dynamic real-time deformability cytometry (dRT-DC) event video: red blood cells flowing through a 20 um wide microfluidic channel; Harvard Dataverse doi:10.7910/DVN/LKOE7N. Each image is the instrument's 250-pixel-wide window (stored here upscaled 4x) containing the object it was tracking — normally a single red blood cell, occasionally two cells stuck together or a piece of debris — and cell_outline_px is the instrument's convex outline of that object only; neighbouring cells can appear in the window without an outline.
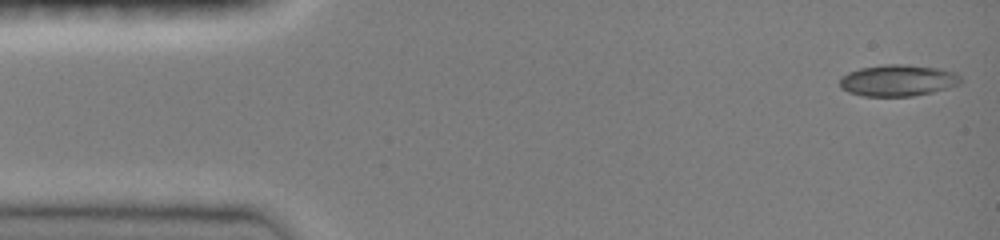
{"species": "common noctule bat (a hibernating species)", "species_latin": "Nyctalus noctula", "temperature_condition": "room temperature", "stored_images_in_passage": 47, "camera_frame_rate_fps": 3000, "um_per_image_px": 0.085, "animal": {"sex": "female", "body_mass_g": 19.0, "forearm_length_mm": 51.5}, "frame": {"image": 1, "passage_image": 1, "time_ms": 0.0, "image_size_px": [1000, 240], "cell_outline_px": [[960, 84], [948, 88], [932, 92], [912, 96], [864, 96], [848, 92], [840, 88], [840, 76], [848, 72], [860, 68], [884, 64], [904, 64], [940, 68], [952, 72], [960, 76]], "centroid_in_image_um": [76.29, 6.83], "position_along_channel_um": 8.7, "area_um2": 22.25}}
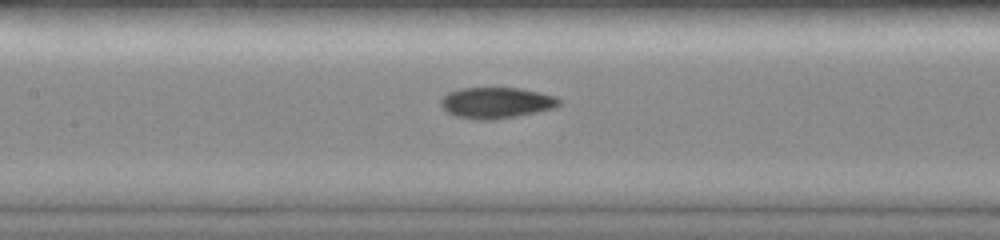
{"frame": {"image": 2, "passage_image": 21, "time_ms": 6.667, "image_size_px": [1000, 240], "cell_outline_px": [[564, 100], [556, 108], [516, 116], [492, 120], [480, 120], [456, 116], [448, 112], [440, 104], [440, 100], [448, 92], [460, 88], [520, 88], [556, 96]], "centroid_in_image_um": [42.22, 8.73], "position_along_channel_um": 165.2, "area_um2": 21.44}}
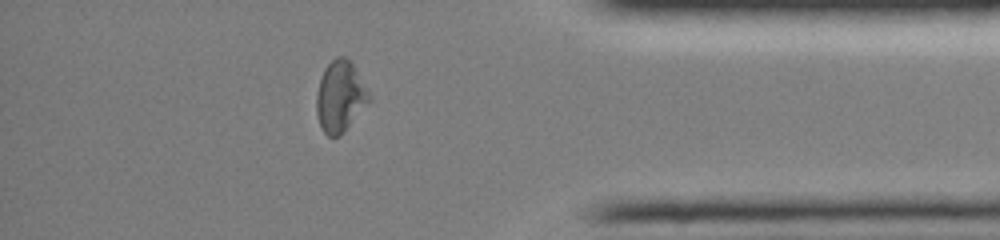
{"frame": {"image": 3, "passage_image": 40, "time_ms": 13.0, "image_size_px": [1000, 240], "cell_outline_px": [[372, 100], [336, 136], [328, 136], [320, 128], [316, 112], [316, 92], [324, 68], [336, 56], [344, 56], [352, 60], [372, 96]], "centroid_in_image_um": [28.92, 8.12], "position_along_channel_um": 406.3, "area_um2": 21.79}, "authors_computed_cell_mechanics": {"area_um2": 21.2126, "velocity_mm_per_s": 4.0392, "shape_relaxation_time_tau1_ms": 10.9971, "shape_relaxation_time_tau2_ms": 4.7757, "deformation_change_tau1": 0.2805, "deformation_change_tau2": 0.0706}}